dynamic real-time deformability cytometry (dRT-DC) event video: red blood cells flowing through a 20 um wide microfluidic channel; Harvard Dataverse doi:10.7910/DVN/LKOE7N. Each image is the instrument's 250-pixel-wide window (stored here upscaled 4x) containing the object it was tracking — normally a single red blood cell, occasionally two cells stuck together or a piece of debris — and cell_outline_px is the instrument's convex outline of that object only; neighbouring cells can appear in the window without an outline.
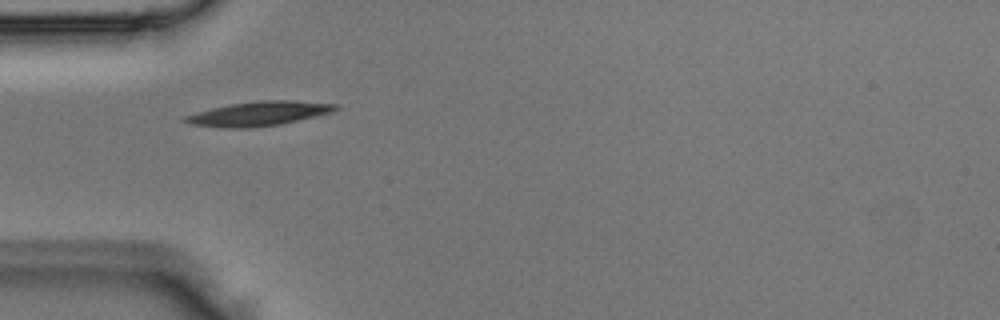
{"species": "Egyptian fruit bat (a non-hibernating species)", "species_latin": "Rousettus aegyptiacus", "temperature_condition": "room temperature", "stored_images_in_passage": 1, "camera_frame_rate_fps": 3000, "um_per_image_px": 0.085, "animal": {"sex": "male"}, "frame": {"image": 1, "passage_image": 1, "time_ms": 0.0, "image_size_px": [1000, 320], "cell_outline_px": [[340, 108], [332, 112], [280, 124], [248, 128], [220, 128], [192, 124], [184, 120], [184, 116], [212, 108], [232, 104], [260, 100], [292, 100], [336, 104]], "centroid_in_image_um": [22.02, 9.66], "position_along_channel_um": 63.0, "area_um2": 21.04}}